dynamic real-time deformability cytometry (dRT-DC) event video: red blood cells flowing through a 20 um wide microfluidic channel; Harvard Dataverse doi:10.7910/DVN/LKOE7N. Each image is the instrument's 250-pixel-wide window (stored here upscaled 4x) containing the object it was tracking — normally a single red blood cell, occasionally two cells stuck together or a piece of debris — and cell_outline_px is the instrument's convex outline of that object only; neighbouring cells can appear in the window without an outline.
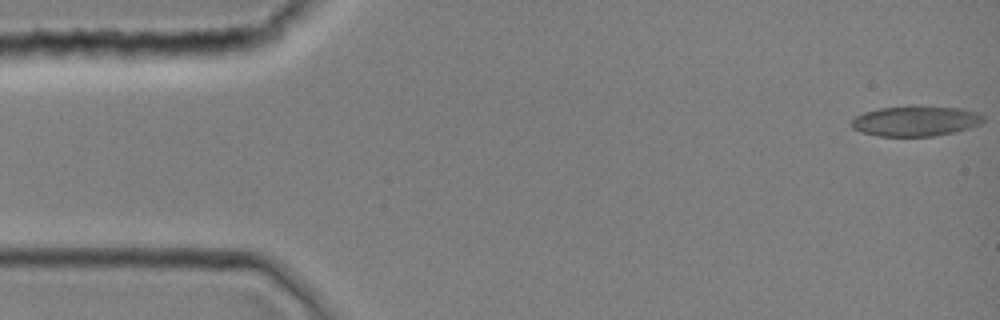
{"species": "common noctule bat (a hibernating species)", "species_latin": "Nyctalus noctula", "temperature_condition": "room temperature", "stored_images_in_passage": 3, "camera_frame_rate_fps": 3000, "um_per_image_px": 0.085, "animal": {"sex": "female", "body_mass_g": 19.0, "forearm_length_mm": 51.5}, "frame": {"image": 1, "passage_image": 1, "time_ms": 0.0, "image_size_px": [1000, 320], "cell_outline_px": [[984, 120], [980, 124], [956, 132], [932, 136], [876, 136], [860, 132], [852, 128], [848, 124], [856, 116], [864, 112], [880, 108], [912, 104], [960, 108], [976, 112], [984, 116]], "centroid_in_image_um": [77.79, 10.27], "position_along_channel_um": 7.2, "area_um2": 23.81}}